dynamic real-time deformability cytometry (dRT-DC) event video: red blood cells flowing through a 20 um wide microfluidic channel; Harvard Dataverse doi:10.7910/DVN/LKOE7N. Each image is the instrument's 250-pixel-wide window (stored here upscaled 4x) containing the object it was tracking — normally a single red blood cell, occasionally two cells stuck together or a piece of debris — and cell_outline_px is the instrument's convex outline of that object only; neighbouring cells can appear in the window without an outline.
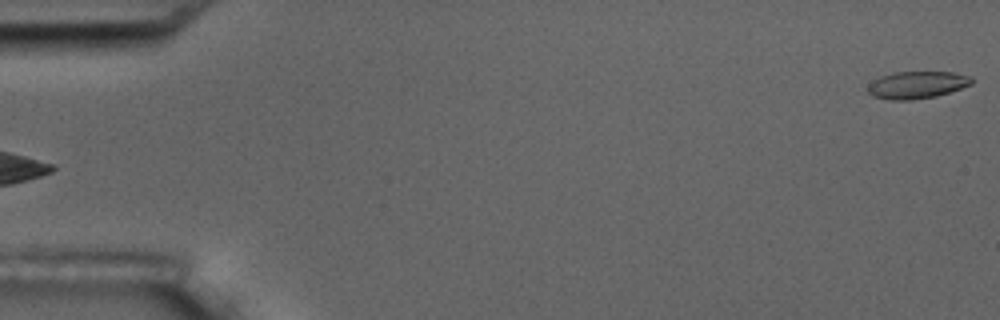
{"species": "common noctule bat (a hibernating species)", "species_latin": "Nyctalus noctula", "temperature_condition": "room temperature", "stored_images_in_passage": 8, "segment_of_instrument_passage": [2, 2], "camera_frame_rate_fps": 3000, "um_per_image_px": 0.085, "animal": {"sex": "male", "body_mass_g": 17.5, "forearm_length_mm": 52.3}, "frame": {"image": 1, "passage_image": 8, "time_ms": 8.0, "image_size_px": [1000, 320], "cell_outline_px": [[972, 84], [936, 96], [912, 100], [888, 100], [872, 96], [868, 92], [868, 84], [872, 80], [880, 76], [892, 72], [952, 72], [972, 76]], "centroid_in_image_um": [77.9, 7.21], "position_along_channel_um": 7.1, "area_um2": 16.59}}